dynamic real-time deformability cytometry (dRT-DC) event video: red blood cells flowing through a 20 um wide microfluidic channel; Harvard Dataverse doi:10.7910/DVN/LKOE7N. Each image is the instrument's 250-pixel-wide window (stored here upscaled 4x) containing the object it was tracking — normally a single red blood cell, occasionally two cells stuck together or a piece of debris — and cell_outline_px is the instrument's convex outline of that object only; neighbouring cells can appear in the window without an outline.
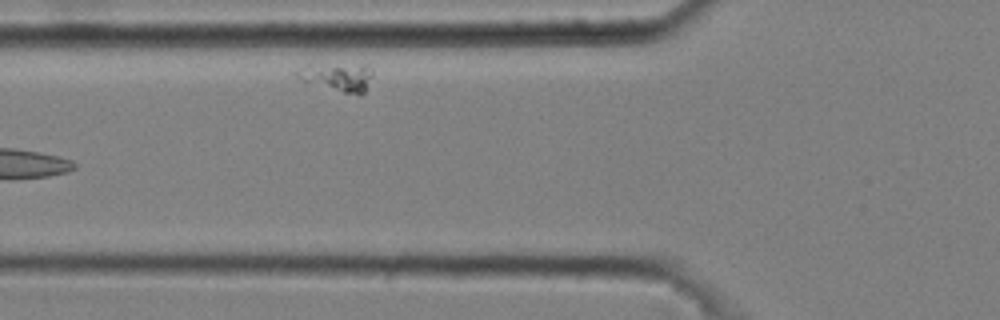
{"species": "common noctule bat (a hibernating species)", "species_latin": "Nyctalus noctula", "temperature_condition": "cold", "stored_images_in_passage": 5, "camera_frame_rate_fps": 3000, "um_per_image_px": 0.085, "animal": {"sex": "male", "body_mass_g": 20.4}, "frame": {"image": 1, "passage_image": 5, "time_ms": 1.333, "image_size_px": [1000, 320], "cell_outline_px": [[372, 76], [364, 92], [360, 96], [344, 92], [304, 80], [296, 76], [292, 72], [308, 64], [368, 64], [372, 68]], "centroid_in_image_um": [28.73, 6.5], "position_along_channel_um": 97.1, "area_um2": 12.43}}